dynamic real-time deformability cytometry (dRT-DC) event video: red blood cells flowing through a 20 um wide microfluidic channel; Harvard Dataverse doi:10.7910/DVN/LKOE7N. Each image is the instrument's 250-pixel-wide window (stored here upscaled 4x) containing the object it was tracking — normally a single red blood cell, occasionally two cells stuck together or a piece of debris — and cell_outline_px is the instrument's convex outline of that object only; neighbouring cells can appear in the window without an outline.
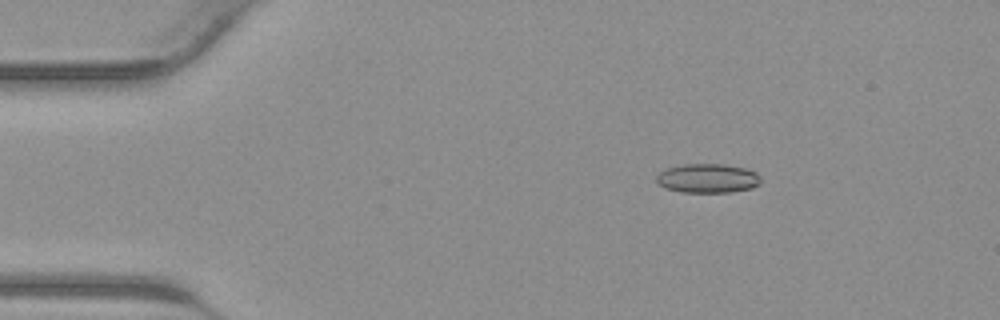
{"species": "common noctule bat (a hibernating species)", "species_latin": "Nyctalus noctula", "temperature_condition": "warm", "stored_images_in_passage": 42, "camera_frame_rate_fps": 3000, "um_per_image_px": 0.085, "animal": {"sex": "male", "body_mass_g": 23.1, "forearm_length_mm": 52.7}, "frame": {"image": 1, "passage_image": 7, "time_ms": 2.0, "image_size_px": [1000, 320], "cell_outline_px": [[760, 184], [752, 188], [732, 192], [680, 192], [664, 188], [656, 180], [656, 176], [664, 168], [684, 164], [724, 164], [748, 168], [756, 172], [760, 176]], "centroid_in_image_um": [60.16, 15.15], "position_along_channel_um": 24.8, "area_um2": 17.98}}
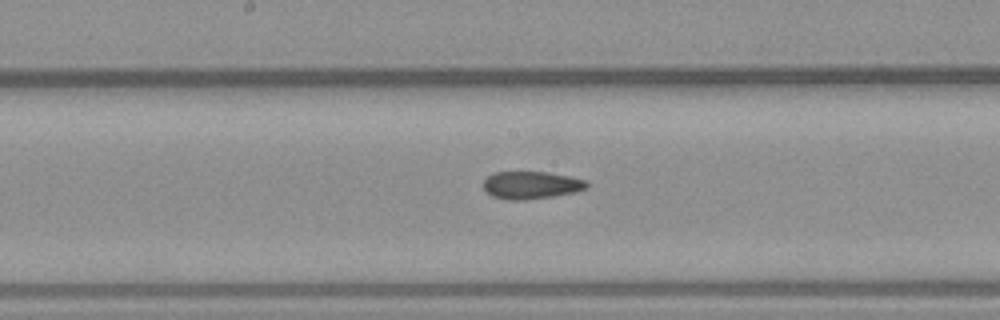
{"frame": {"image": 2, "passage_image": 22, "time_ms": 7.0, "image_size_px": [1000, 320], "cell_outline_px": [[588, 188], [576, 192], [552, 196], [524, 200], [508, 200], [492, 196], [484, 188], [484, 180], [492, 172], [548, 172], [588, 180]], "centroid_in_image_um": [45.18, 15.73], "position_along_channel_um": 203.0, "area_um2": 16.65}}
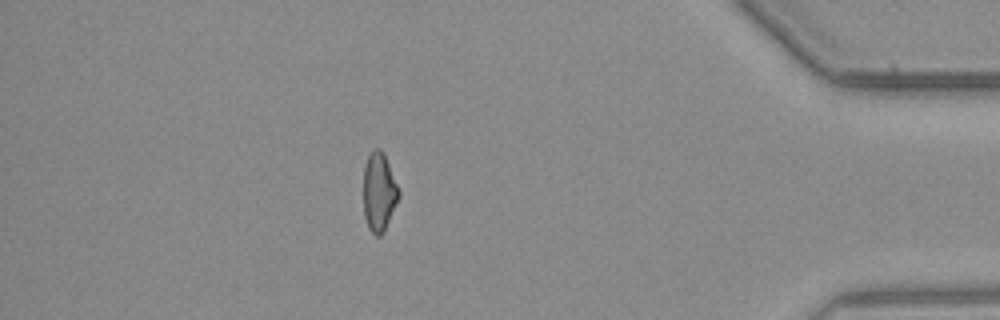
{"frame": {"image": 3, "passage_image": 37, "time_ms": 12.0, "image_size_px": [1000, 320], "cell_outline_px": [[400, 196], [384, 232], [380, 236], [376, 236], [368, 228], [364, 216], [364, 168], [368, 156], [372, 148], [380, 148], [384, 152], [400, 188]], "centroid_in_image_um": [32.24, 16.3], "position_along_channel_um": 403.0, "area_um2": 16.53}}